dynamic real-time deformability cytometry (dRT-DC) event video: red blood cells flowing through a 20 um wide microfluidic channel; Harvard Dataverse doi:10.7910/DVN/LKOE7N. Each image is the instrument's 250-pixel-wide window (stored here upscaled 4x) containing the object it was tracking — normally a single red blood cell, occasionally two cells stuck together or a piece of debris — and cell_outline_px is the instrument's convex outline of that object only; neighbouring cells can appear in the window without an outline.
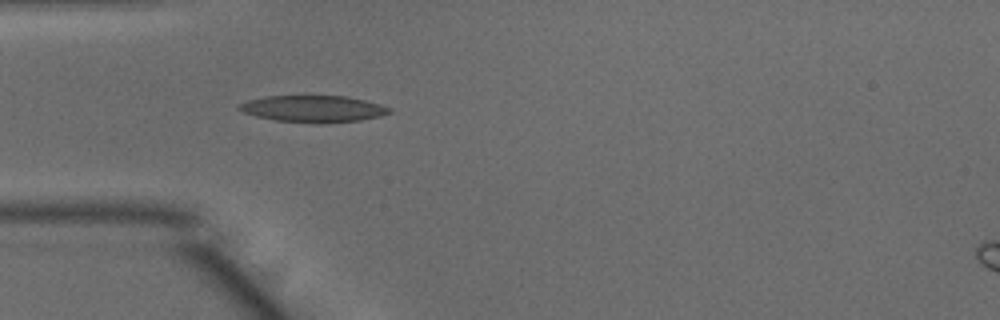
{"species": "common noctule bat (a hibernating species)", "species_latin": "Nyctalus noctula", "temperature_condition": "warm", "stored_images_in_passage": 39, "camera_frame_rate_fps": 3000, "um_per_image_px": 0.085, "animal": {"sex": "male", "body_mass_g": 15.6}, "frame": {"image": 1, "passage_image": 4, "time_ms": 1.0, "image_size_px": [1000, 320], "cell_outline_px": [[392, 112], [380, 116], [360, 120], [316, 124], [276, 120], [256, 116], [244, 112], [236, 108], [236, 104], [248, 100], [268, 96], [348, 96], [380, 104], [392, 108]], "centroid_in_image_um": [26.62, 9.25], "position_along_channel_um": 58.4, "area_um2": 23.47}}
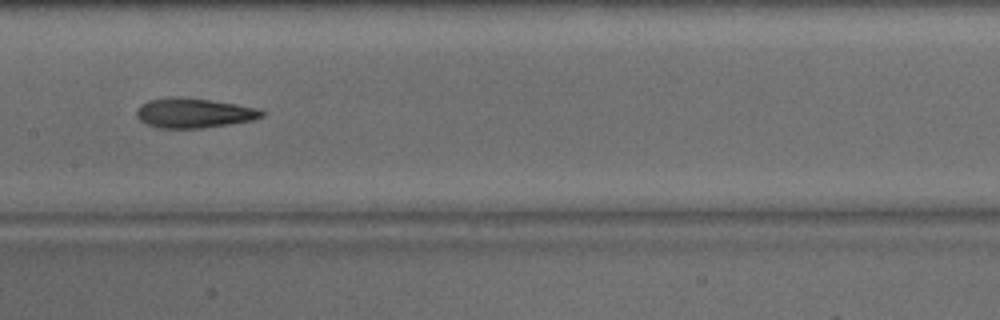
{"frame": {"image": 2, "passage_image": 14, "time_ms": 4.333, "image_size_px": [1000, 320], "cell_outline_px": [[264, 116], [252, 120], [228, 124], [200, 128], [160, 128], [144, 124], [136, 116], [136, 108], [140, 104], [148, 100], [180, 96], [212, 100], [236, 104], [256, 108], [264, 112]], "centroid_in_image_um": [16.42, 9.6], "position_along_channel_um": 191.0, "area_um2": 21.73}}
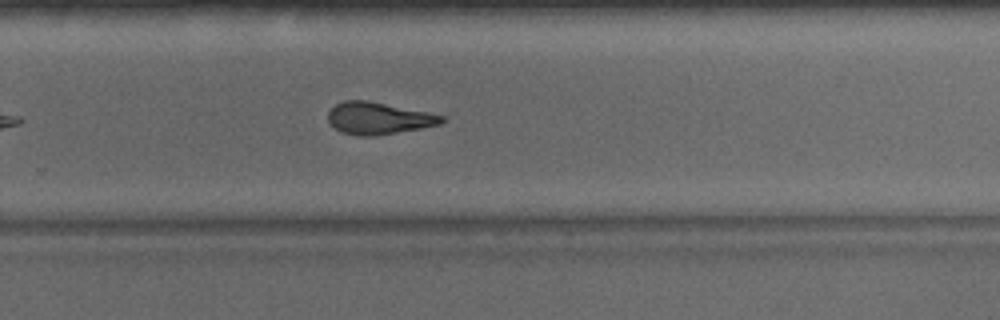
{"frame": {"image": 3, "passage_image": 22, "time_ms": 7.0, "image_size_px": [1000, 320], "cell_outline_px": [[448, 120], [440, 124], [420, 128], [376, 136], [360, 136], [340, 132], [328, 120], [328, 112], [336, 104], [344, 100], [368, 100], [444, 116]], "centroid_in_image_um": [32.16, 10.05], "position_along_channel_um": 297.6, "area_um2": 21.04}, "authors_computed_cell_mechanics": {"area_um2": 22.0218, "velocity_mm_per_s": 4.015, "shape_relaxation_time_tau1_ms": 8.7592, "shape_relaxation_time_tau2_ms": 3.1818, "deformation_change_tau1": 0.2436, "deformation_change_tau2": 0.1283}}